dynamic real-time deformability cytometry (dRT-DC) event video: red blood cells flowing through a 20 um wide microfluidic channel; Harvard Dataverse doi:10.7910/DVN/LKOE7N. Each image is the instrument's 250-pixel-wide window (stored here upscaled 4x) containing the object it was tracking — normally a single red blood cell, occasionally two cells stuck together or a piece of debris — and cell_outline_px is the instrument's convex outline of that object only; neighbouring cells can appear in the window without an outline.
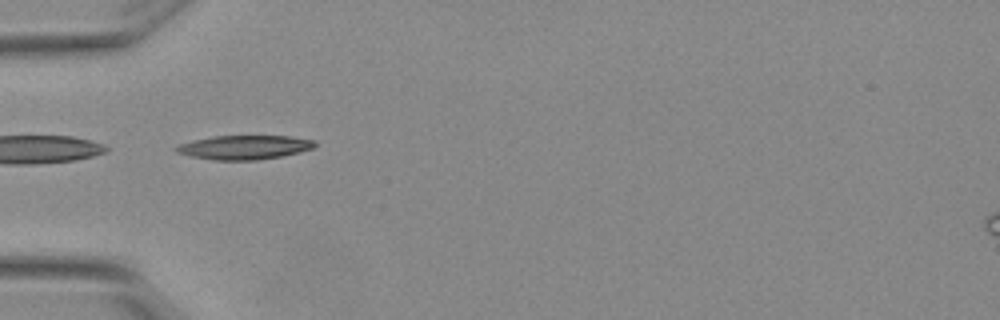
{"species": "Egyptian fruit bat (a non-hibernating species)", "species_latin": "Rousettus aegyptiacus", "temperature_condition": "warm", "stored_images_in_passage": 6, "camera_frame_rate_fps": 3000, "um_per_image_px": 0.085, "animal": {"sex": "female"}, "frame": {"image": 1, "passage_image": 4, "time_ms": 1.0, "image_size_px": [1000, 320], "cell_outline_px": [[316, 144], [312, 148], [300, 152], [280, 156], [256, 160], [212, 160], [192, 156], [176, 152], [172, 148], [180, 144], [192, 140], [212, 136], [292, 136], [312, 140]], "centroid_in_image_um": [20.72, 12.52], "position_along_channel_um": 64.3, "area_um2": 19.36}}
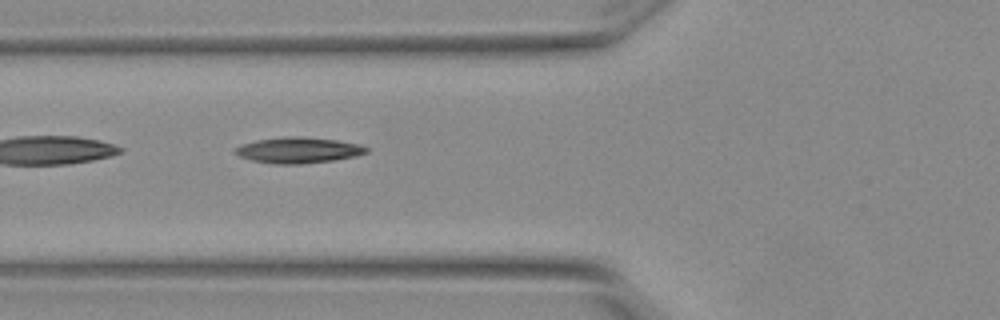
{"frame": {"image": 2, "passage_image": 5, "time_ms": 1.333, "image_size_px": [1000, 320], "cell_outline_px": [[368, 152], [356, 156], [332, 160], [300, 164], [276, 164], [252, 160], [240, 156], [232, 152], [232, 148], [240, 144], [256, 140], [284, 136], [300, 136], [336, 140], [360, 144], [368, 148]], "centroid_in_image_um": [25.31, 12.75], "position_along_channel_um": 100.5, "area_um2": 19.88}}
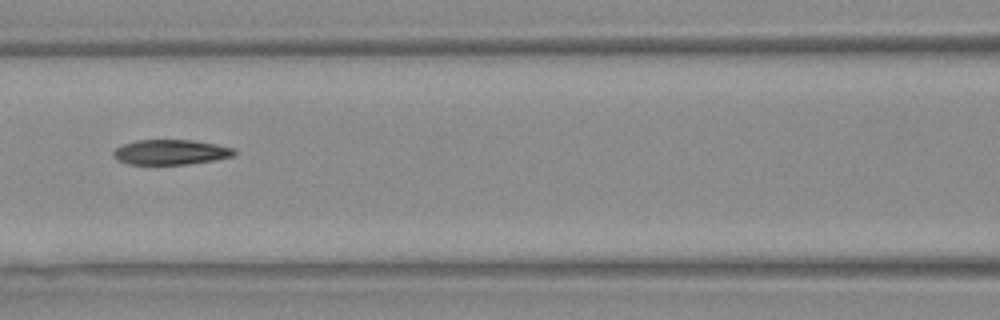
{"frame": {"image": 3, "passage_image": 6, "time_ms": 1.667, "image_size_px": [1000, 320], "cell_outline_px": [[236, 152], [232, 156], [212, 160], [184, 164], [128, 164], [112, 156], [112, 152], [116, 148], [124, 144], [136, 140], [192, 140], [216, 144], [232, 148]], "centroid_in_image_um": [14.47, 12.92], "position_along_channel_um": 152.1, "area_um2": 17.34}}